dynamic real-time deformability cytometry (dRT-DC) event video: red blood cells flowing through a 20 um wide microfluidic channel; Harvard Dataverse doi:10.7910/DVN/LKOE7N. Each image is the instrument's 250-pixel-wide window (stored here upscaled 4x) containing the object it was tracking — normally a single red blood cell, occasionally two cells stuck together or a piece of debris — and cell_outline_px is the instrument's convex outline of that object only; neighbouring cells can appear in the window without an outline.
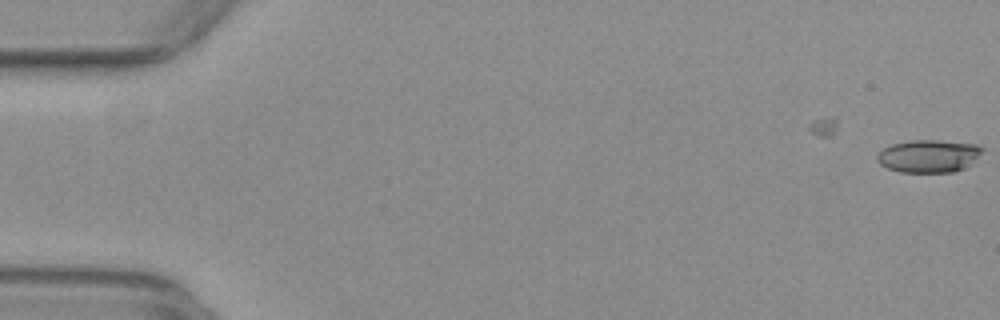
{"species": "common noctule bat (a hibernating species)", "species_latin": "Nyctalus noctula", "temperature_condition": "warm", "stored_images_in_passage": 6, "camera_frame_rate_fps": 3000, "um_per_image_px": 0.085, "animal": {"sex": "female", "body_mass_g": 29.2, "forearm_length_mm": 56.3}, "frame": {"image": 1, "passage_image": 6, "time_ms": 1.667, "image_size_px": [1000, 320], "cell_outline_px": [[984, 148], [972, 164], [964, 168], [952, 172], [900, 172], [888, 168], [880, 164], [876, 160], [876, 156], [884, 148], [892, 144], [912, 140], [940, 140], [976, 144]], "centroid_in_image_um": [78.94, 13.26], "position_along_channel_um": 6.1, "area_um2": 20.06}}